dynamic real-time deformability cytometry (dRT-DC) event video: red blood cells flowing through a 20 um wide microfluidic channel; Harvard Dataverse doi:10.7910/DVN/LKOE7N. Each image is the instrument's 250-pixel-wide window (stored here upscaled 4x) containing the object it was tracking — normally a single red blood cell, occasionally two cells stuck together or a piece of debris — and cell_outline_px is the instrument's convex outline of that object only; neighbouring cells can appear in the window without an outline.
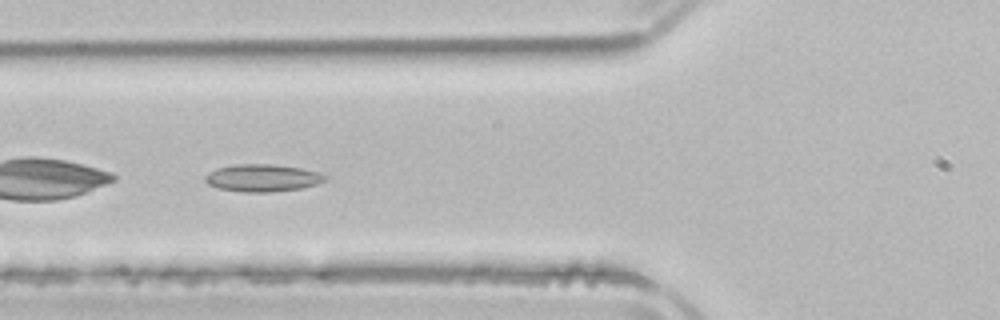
{"species": "common noctule bat (a hibernating species)", "species_latin": "Nyctalus noctula", "temperature_condition": "room temperature", "stored_images_in_passage": 6, "camera_frame_rate_fps": 3000, "um_per_image_px": 0.085, "animal": {"sex": "male", "body_mass_g": 21.5, "forearm_length_mm": 52.0}, "frame": {"image": 1, "passage_image": 4, "time_ms": 5.0, "image_size_px": [1000, 320], "cell_outline_px": [[328, 176], [324, 180], [316, 184], [300, 188], [272, 192], [240, 192], [220, 188], [208, 184], [204, 180], [204, 176], [208, 172], [216, 168], [236, 164], [272, 164], [300, 168], [316, 172]], "centroid_in_image_um": [22.26, 15.12], "position_along_channel_um": 103.5, "area_um2": 19.02}}
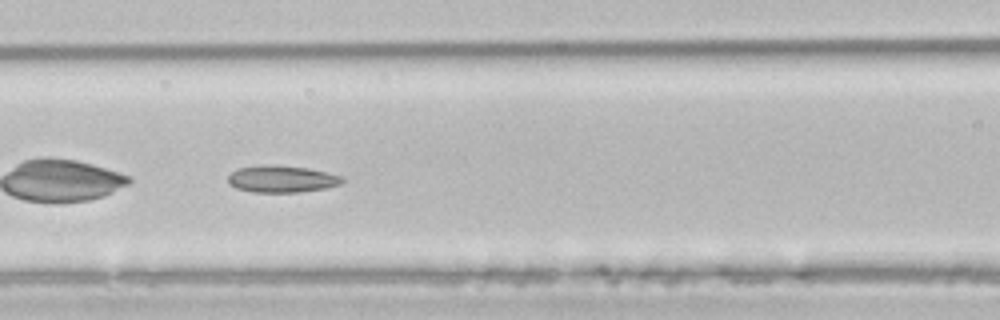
{"frame": {"image": 2, "passage_image": 5, "time_ms": 6.0, "image_size_px": [1000, 320], "cell_outline_px": [[344, 180], [340, 184], [324, 188], [300, 192], [252, 192], [236, 188], [228, 184], [228, 176], [236, 168], [264, 164], [276, 164], [308, 168], [344, 176]], "centroid_in_image_um": [23.92, 15.2], "position_along_channel_um": 142.7, "area_um2": 18.15}}
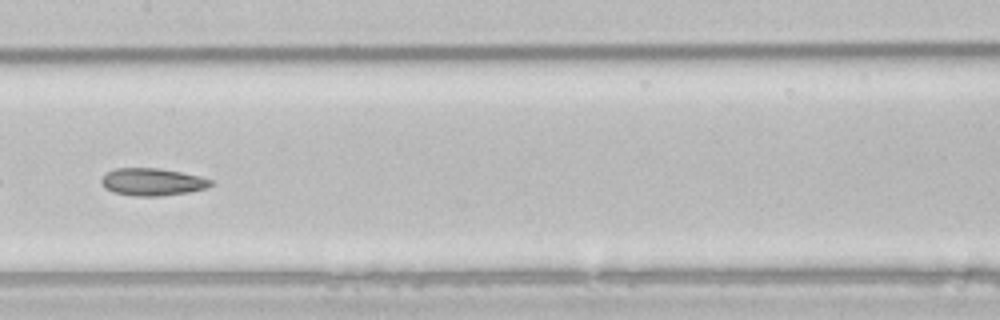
{"frame": {"image": 3, "passage_image": 6, "time_ms": 7.333, "image_size_px": [1000, 320], "cell_outline_px": [[212, 184], [204, 188], [188, 192], [160, 196], [132, 196], [112, 192], [104, 188], [100, 180], [108, 172], [116, 168], [156, 168], [180, 172], [200, 176], [212, 180]], "centroid_in_image_um": [12.91, 15.47], "position_along_channel_um": 194.5, "area_um2": 17.34}}